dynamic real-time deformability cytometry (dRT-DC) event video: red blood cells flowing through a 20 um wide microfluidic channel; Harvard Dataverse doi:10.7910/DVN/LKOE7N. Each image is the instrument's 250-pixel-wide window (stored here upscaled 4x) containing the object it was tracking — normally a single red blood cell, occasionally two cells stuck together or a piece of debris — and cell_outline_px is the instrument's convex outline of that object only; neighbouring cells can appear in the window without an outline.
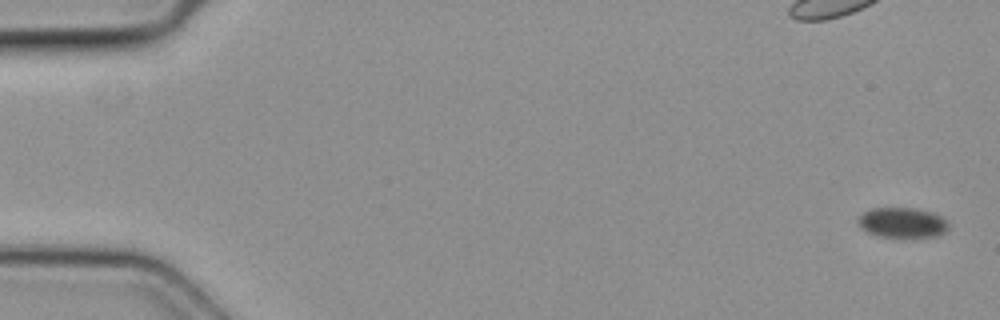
{"species": "common noctule bat (a hibernating species)", "species_latin": "Nyctalus noctula", "temperature_condition": "cold", "stored_images_in_passage": 5, "camera_frame_rate_fps": 3000, "um_per_image_px": 0.085, "animal": {"sex": "female", "body_mass_g": 19.3, "forearm_length_mm": 54.1}, "frame": {"image": 1, "passage_image": 1, "time_ms": 0.0, "image_size_px": [1000, 320], "cell_outline_px": [[948, 228], [944, 232], [936, 236], [880, 236], [868, 232], [860, 228], [860, 216], [864, 212], [872, 208], [912, 208], [932, 212], [940, 216], [948, 224]], "centroid_in_image_um": [76.7, 18.91], "position_along_channel_um": 8.3, "area_um2": 15.37}}